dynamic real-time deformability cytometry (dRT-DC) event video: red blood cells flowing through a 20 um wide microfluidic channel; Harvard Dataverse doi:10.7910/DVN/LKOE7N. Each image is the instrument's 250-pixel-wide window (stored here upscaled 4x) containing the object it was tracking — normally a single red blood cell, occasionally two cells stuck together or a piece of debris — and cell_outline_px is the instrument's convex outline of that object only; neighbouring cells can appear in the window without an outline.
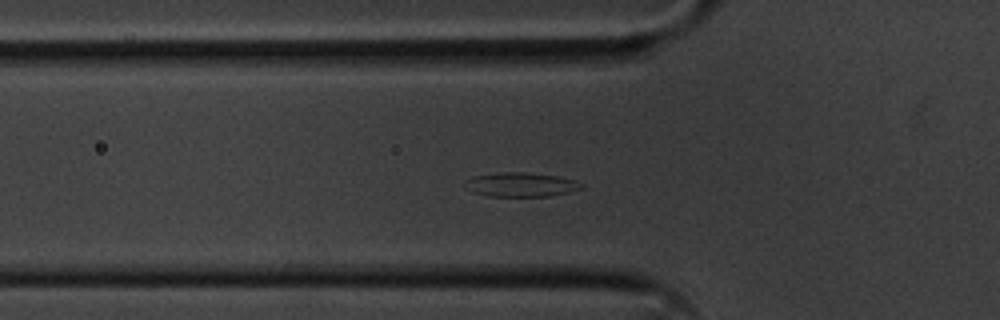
{"species": "common noctule bat (a hibernating species)", "species_latin": "Nyctalus noctula", "temperature_condition": "cold", "stored_images_in_passage": 39, "camera_frame_rate_fps": 3000, "um_per_image_px": 0.085, "animal": {"sex": "male", "body_mass_g": 20.1, "forearm_length_mm": 53.5}, "frame": {"image": 1, "passage_image": 2, "time_ms": 0.333, "image_size_px": [1000, 320], "cell_outline_px": [[584, 188], [552, 196], [488, 196], [472, 192], [464, 188], [464, 180], [472, 176], [500, 172], [524, 172], [556, 176], [576, 180], [584, 184]], "centroid_in_image_um": [44.24, 15.69], "position_along_channel_um": 81.6, "area_um2": 16.65}}
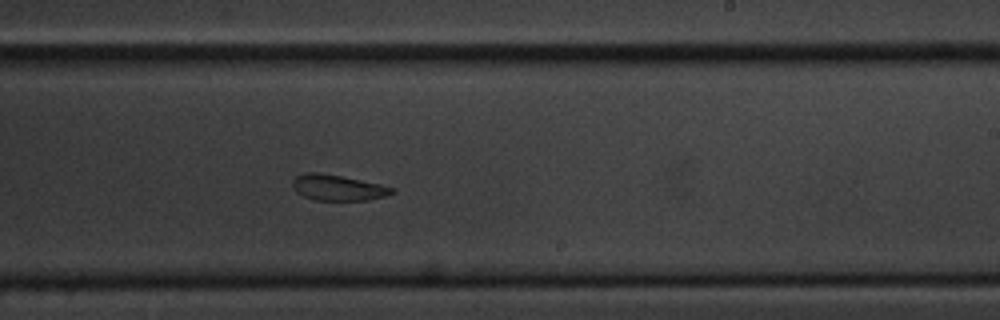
{"frame": {"image": 2, "passage_image": 17, "time_ms": 5.333, "image_size_px": [1000, 320], "cell_outline_px": [[396, 192], [388, 196], [368, 200], [316, 200], [304, 196], [296, 192], [292, 188], [292, 180], [296, 176], [304, 172], [316, 172], [340, 176], [380, 184], [396, 188]], "centroid_in_image_um": [28.73, 15.95], "position_along_channel_um": 260.3, "area_um2": 15.03}}
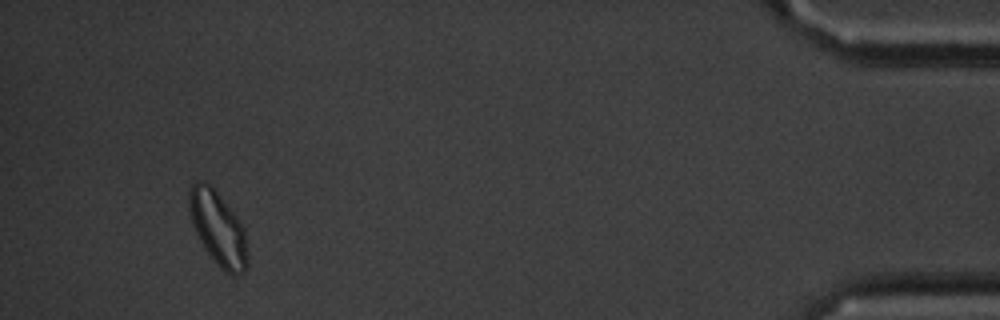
{"frame": {"image": 3, "passage_image": 36, "time_ms": 11.667, "image_size_px": [1000, 320], "cell_outline_px": [[248, 268], [240, 276], [232, 276], [224, 272], [220, 268], [208, 252], [200, 240], [196, 232], [188, 208], [188, 192], [192, 184], [196, 180], [208, 180], [236, 216], [244, 228], [248, 256]], "centroid_in_image_um": [18.54, 19.41], "position_along_channel_um": 416.7, "area_um2": 25.43}, "authors_computed_cell_mechanics": {"area_um2": 16.184, "velocity_mm_per_s": 3.5621, "shape_relaxation_time_tau1_ms": 4.2386, "shape_relaxation_time_tau2_ms": 7.1306, "deformation_change_tau1": 0.1006, "deformation_change_tau2": 0.1524}}